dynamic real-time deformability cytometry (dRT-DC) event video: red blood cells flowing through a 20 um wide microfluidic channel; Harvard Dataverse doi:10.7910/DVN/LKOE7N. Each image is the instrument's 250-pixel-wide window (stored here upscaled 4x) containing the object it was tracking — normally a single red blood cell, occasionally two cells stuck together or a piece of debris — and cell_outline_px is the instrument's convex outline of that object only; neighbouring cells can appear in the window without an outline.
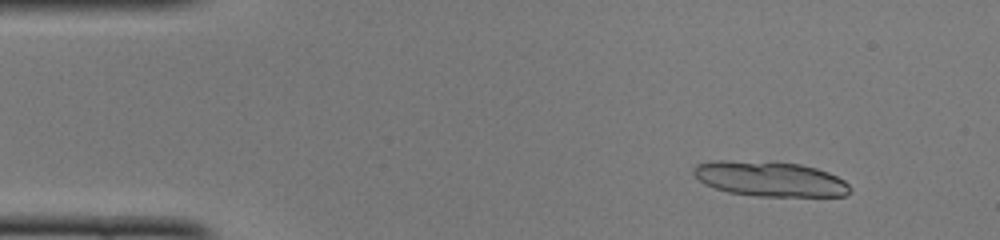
{"species": "common noctule bat (a hibernating species)", "species_latin": "Nyctalus noctula", "temperature_condition": "cold", "stored_images_in_passage": 9, "camera_frame_rate_fps": 3000, "um_per_image_px": 0.085, "animal": {"sex": "female", "body_mass_g": 22.0, "forearm_length_mm": 56.7}, "frame": {"image": 1, "passage_image": 1, "time_ms": 0.0, "image_size_px": [1000, 240], "cell_outline_px": [[852, 192], [844, 196], [756, 196], [728, 192], [704, 184], [692, 172], [692, 168], [696, 164], [716, 160], [728, 160], [800, 164], [816, 168], [828, 172], [844, 180], [852, 188]], "centroid_in_image_um": [65.45, 15.21], "position_along_channel_um": 19.5, "area_um2": 31.85}}